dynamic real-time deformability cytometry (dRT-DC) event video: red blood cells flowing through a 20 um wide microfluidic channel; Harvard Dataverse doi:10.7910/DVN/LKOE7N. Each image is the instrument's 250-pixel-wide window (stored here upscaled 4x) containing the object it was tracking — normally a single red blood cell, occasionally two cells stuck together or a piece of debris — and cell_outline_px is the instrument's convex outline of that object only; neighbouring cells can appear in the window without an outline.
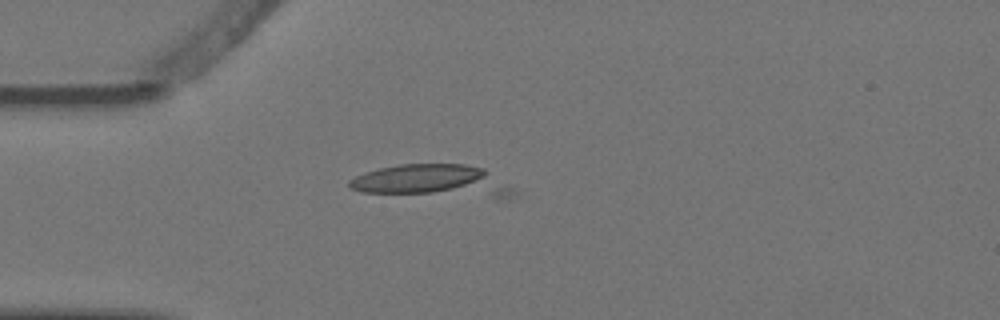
{"species": "Egyptian fruit bat (a non-hibernating species)", "species_latin": "Rousettus aegyptiacus", "temperature_condition": "warm", "stored_images_in_passage": 6, "camera_frame_rate_fps": 3000, "um_per_image_px": 0.085, "animal": {"sex": "female"}, "frame": {"image": 1, "passage_image": 4, "time_ms": 1.0, "image_size_px": [1000, 320], "cell_outline_px": [[516, 192], [508, 196], [496, 200], [360, 192], [348, 188], [348, 180], [364, 172], [380, 168], [400, 164], [464, 164], [484, 168], [512, 188]], "centroid_in_image_um": [36.78, 15.44], "position_along_channel_um": 48.2, "area_um2": 32.14}}